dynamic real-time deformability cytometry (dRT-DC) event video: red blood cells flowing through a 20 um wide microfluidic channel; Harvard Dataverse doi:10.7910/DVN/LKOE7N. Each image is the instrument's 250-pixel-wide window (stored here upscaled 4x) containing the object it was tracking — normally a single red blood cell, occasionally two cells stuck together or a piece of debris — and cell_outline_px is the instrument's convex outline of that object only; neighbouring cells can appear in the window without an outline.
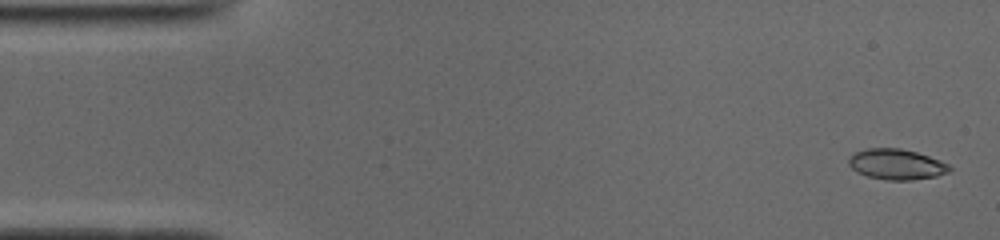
{"species": "common noctule bat (a hibernating species)", "species_latin": "Nyctalus noctula", "temperature_condition": "cold", "stored_images_in_passage": 50, "camera_frame_rate_fps": 3000, "um_per_image_px": 0.085, "animal": {"sex": "male", "body_mass_g": 19.0, "forearm_length_mm": 50.8}, "frame": {"image": 1, "passage_image": 1, "time_ms": 0.0, "image_size_px": [1000, 240], "cell_outline_px": [[952, 168], [948, 172], [936, 176], [912, 180], [888, 180], [868, 176], [856, 172], [848, 164], [848, 160], [856, 152], [868, 148], [900, 148], [916, 152], [940, 160], [948, 164]], "centroid_in_image_um": [76.2, 13.97], "position_along_channel_um": 8.8, "area_um2": 17.8}}
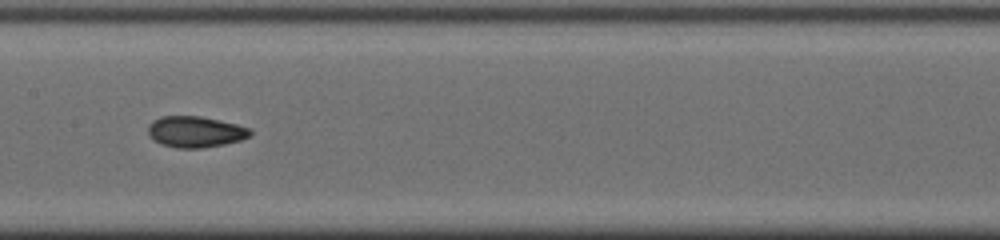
{"frame": {"image": 2, "passage_image": 24, "time_ms": 7.667, "image_size_px": [1000, 240], "cell_outline_px": [[252, 132], [248, 136], [240, 140], [224, 144], [200, 148], [180, 148], [160, 144], [148, 136], [148, 124], [152, 120], [160, 116], [200, 116], [236, 124], [252, 128]], "centroid_in_image_um": [16.57, 11.19], "position_along_channel_um": 190.8, "area_um2": 18.55}}
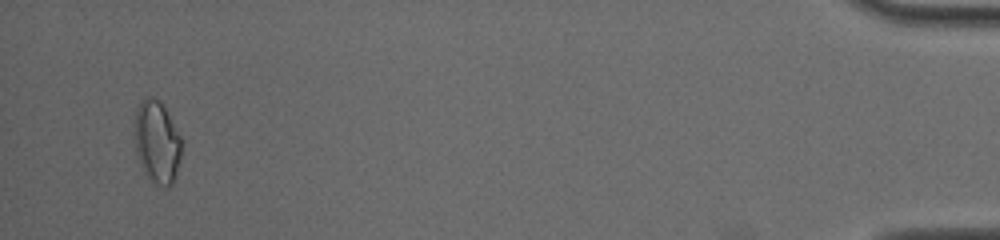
{"frame": {"image": 3, "passage_image": 48, "time_ms": 15.667, "image_size_px": [1000, 240], "cell_outline_px": [[180, 156], [176, 176], [172, 184], [168, 188], [148, 180], [136, 156], [136, 108], [140, 100], [144, 96], [148, 96], [160, 100], [164, 104], [180, 136]], "centroid_in_image_um": [13.34, 12.06], "position_along_channel_um": 421.9, "area_um2": 22.6}, "authors_computed_cell_mechanics": {"area_um2": 18.0625, "velocity_mm_per_s": 3.9361, "shape_relaxation_time_tau1_ms": 5.206, "shape_relaxation_time_tau2_ms": 2.427, "deformation_change_tau1": 0.1312, "deformation_change_tau2": 0.0611}}